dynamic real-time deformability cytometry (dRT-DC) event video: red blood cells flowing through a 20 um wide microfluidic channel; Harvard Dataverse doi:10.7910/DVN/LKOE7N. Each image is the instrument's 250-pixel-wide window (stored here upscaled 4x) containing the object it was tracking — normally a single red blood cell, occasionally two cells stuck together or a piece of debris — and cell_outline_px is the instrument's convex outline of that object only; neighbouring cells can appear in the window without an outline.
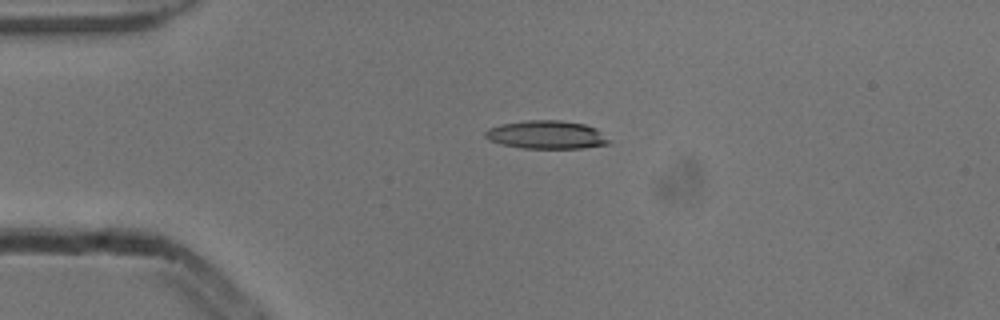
{"species": "common noctule bat (a hibernating species)", "species_latin": "Nyctalus noctula", "temperature_condition": "cold", "stored_images_in_passage": 4, "camera_frame_rate_fps": 3000, "um_per_image_px": 0.085, "animal": {"sex": "male", "body_mass_g": 13.3}, "frame": {"image": 1, "passage_image": 3, "time_ms": 0.667, "image_size_px": [1000, 320], "cell_outline_px": [[612, 144], [580, 148], [520, 148], [488, 140], [484, 136], [484, 132], [488, 128], [500, 124], [528, 120], [560, 120], [584, 124], [596, 128]], "centroid_in_image_um": [46.43, 11.45], "position_along_channel_um": 38.6, "area_um2": 20.29}}